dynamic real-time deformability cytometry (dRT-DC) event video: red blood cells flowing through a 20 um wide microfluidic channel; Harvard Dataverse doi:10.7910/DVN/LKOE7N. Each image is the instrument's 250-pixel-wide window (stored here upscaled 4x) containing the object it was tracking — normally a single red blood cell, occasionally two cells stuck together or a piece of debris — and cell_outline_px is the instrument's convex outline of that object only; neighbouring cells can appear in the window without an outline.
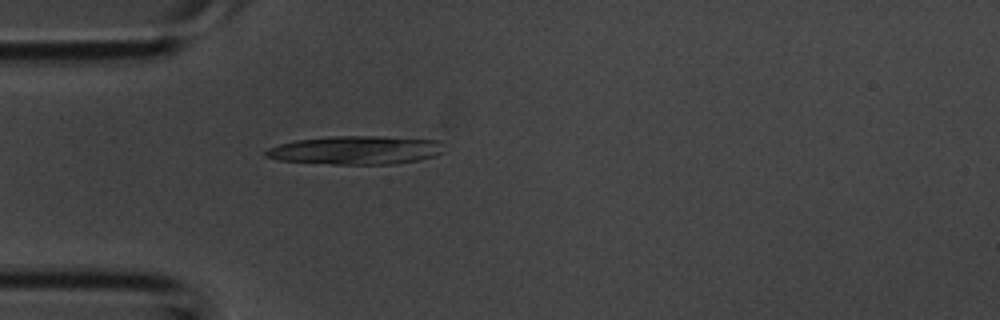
{"species": "common noctule bat (a hibernating species)", "species_latin": "Nyctalus noctula", "temperature_condition": "room temperature", "stored_images_in_passage": 31, "camera_frame_rate_fps": 3000, "um_per_image_px": 0.085, "animal": {"sex": "male", "body_mass_g": 20.1, "forearm_length_mm": 53.5}, "frame": {"image": 1, "passage_image": 1, "time_ms": 0.0, "image_size_px": [1000, 320], "cell_outline_px": [[444, 152], [436, 156], [420, 160], [396, 164], [332, 164], [276, 160], [264, 156], [264, 152], [268, 148], [280, 144], [296, 140], [332, 136], [380, 136], [440, 140]], "centroid_in_image_um": [30.27, 12.76], "position_along_channel_um": 54.7, "area_um2": 29.82}}
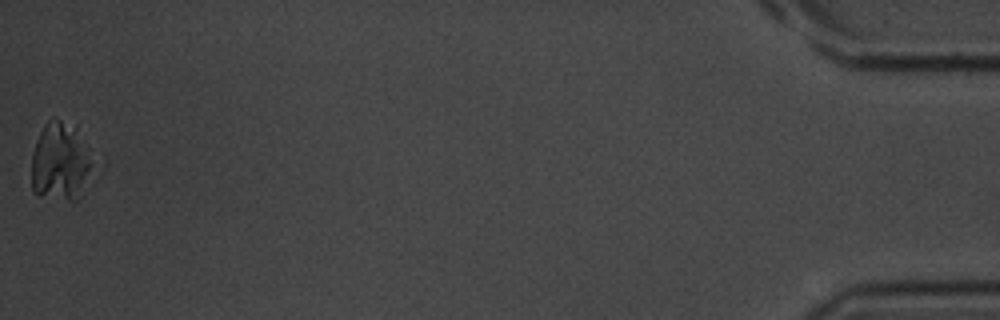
{"frame": {"image": 2, "passage_image": 31, "time_ms": 10.0, "image_size_px": [1000, 320], "cell_outline_px": [[96, 164], [76, 200], [68, 200], [36, 196], [32, 192], [32, 156], [36, 140], [44, 124], [52, 116], [56, 116], [76, 124]], "centroid_in_image_um": [5.15, 13.68], "position_along_channel_um": 430.1, "area_um2": 28.9}}